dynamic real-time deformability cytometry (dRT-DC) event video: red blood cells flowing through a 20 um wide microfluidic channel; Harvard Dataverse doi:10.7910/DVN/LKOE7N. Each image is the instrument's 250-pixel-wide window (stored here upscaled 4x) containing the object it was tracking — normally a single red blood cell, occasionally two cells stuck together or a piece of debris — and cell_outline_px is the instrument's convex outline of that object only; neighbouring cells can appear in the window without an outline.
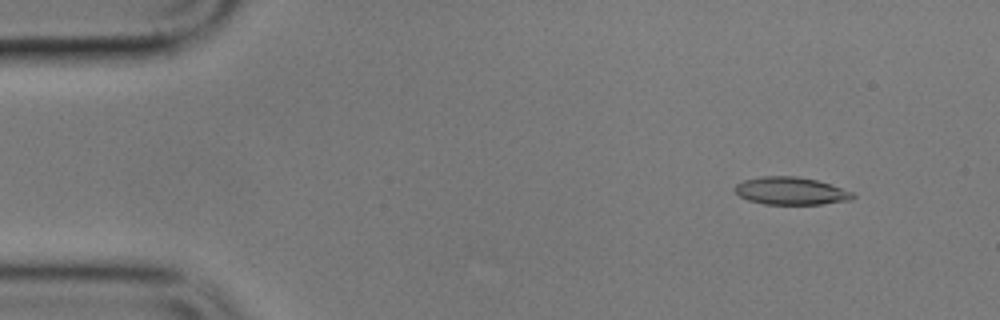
{"species": "common noctule bat (a hibernating species)", "species_latin": "Nyctalus noctula", "temperature_condition": "cold", "stored_images_in_passage": 4, "camera_frame_rate_fps": 3000, "um_per_image_px": 0.085, "animal": {"sex": "male", "body_mass_g": 17.9}, "frame": {"image": 1, "passage_image": 2, "time_ms": 1.333, "image_size_px": [1000, 320], "cell_outline_px": [[856, 196], [852, 200], [820, 204], [764, 204], [748, 200], [740, 196], [732, 188], [736, 184], [744, 180], [764, 176], [796, 176], [816, 180], [852, 192]], "centroid_in_image_um": [67.2, 16.23], "position_along_channel_um": 17.8, "area_um2": 18.84}}
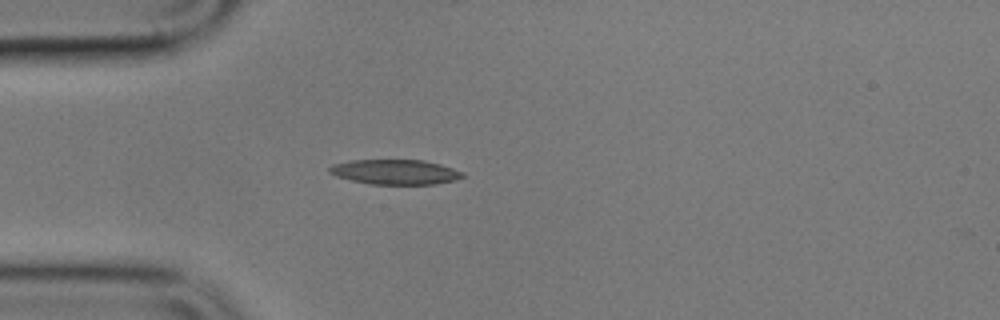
{"frame": {"image": 2, "passage_image": 4, "time_ms": 4.667, "image_size_px": [1000, 320], "cell_outline_px": [[464, 176], [452, 180], [436, 184], [372, 184], [352, 180], [336, 176], [328, 172], [328, 168], [332, 164], [352, 160], [424, 160], [440, 164], [464, 172]], "centroid_in_image_um": [33.57, 14.61], "position_along_channel_um": 51.4, "area_um2": 19.19}}